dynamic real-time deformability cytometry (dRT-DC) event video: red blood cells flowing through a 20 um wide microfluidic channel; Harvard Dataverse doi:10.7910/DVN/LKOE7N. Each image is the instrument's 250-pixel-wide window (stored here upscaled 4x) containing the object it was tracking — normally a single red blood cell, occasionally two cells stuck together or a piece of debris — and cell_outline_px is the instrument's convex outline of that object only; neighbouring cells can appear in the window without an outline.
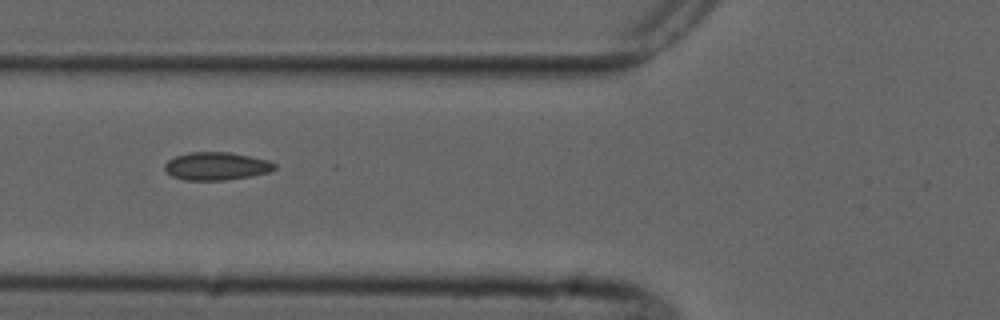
{"species": "common noctule bat (a hibernating species)", "species_latin": "Nyctalus noctula", "temperature_condition": "cold", "stored_images_in_passage": 4, "camera_frame_rate_fps": 3000, "um_per_image_px": 0.085, "animal": {"sex": "male", "forearm_length_mm": 52.5}, "frame": {"image": 1, "passage_image": 4, "time_ms": 6.667, "image_size_px": [1000, 320], "cell_outline_px": [[276, 168], [268, 172], [252, 176], [224, 180], [184, 180], [172, 176], [164, 168], [164, 164], [168, 160], [176, 156], [188, 152], [228, 152], [268, 160], [276, 164]], "centroid_in_image_um": [18.38, 14.12], "position_along_channel_um": 107.4, "area_um2": 17.8}}